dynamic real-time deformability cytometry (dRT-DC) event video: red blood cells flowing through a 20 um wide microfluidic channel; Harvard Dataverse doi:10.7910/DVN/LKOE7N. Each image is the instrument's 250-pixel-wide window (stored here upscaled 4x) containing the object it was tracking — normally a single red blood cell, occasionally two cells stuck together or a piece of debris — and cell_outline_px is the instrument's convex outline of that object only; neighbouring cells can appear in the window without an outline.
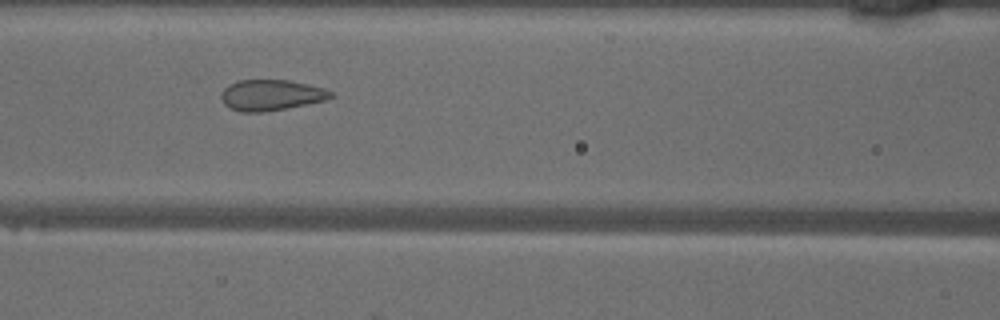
{"species": "common noctule bat (a hibernating species)", "species_latin": "Nyctalus noctula", "temperature_condition": "warm", "stored_images_in_passage": 35, "camera_frame_rate_fps": 3000, "um_per_image_px": 0.085, "animal": {"sex": "male", "body_mass_g": 18.8}, "frame": {"image": 1, "passage_image": 7, "time_ms": 2.0, "image_size_px": [1000, 320], "cell_outline_px": [[336, 96], [328, 100], [284, 108], [260, 112], [240, 112], [228, 108], [224, 104], [220, 96], [224, 88], [228, 84], [240, 80], [288, 80], [308, 84], [324, 88], [332, 92]], "centroid_in_image_um": [23.04, 8.08], "position_along_channel_um": 143.6, "area_um2": 19.77}}
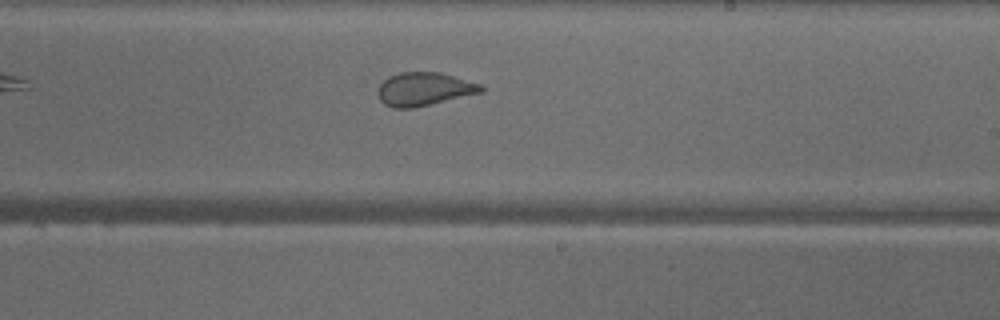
{"frame": {"image": 2, "passage_image": 15, "time_ms": 4.667, "image_size_px": [1000, 320], "cell_outline_px": [[484, 92], [412, 108], [392, 108], [384, 104], [380, 100], [380, 84], [388, 76], [400, 72], [440, 72], [480, 84], [484, 88]], "centroid_in_image_um": [36.06, 7.57], "position_along_channel_um": 252.9, "area_um2": 19.83}}
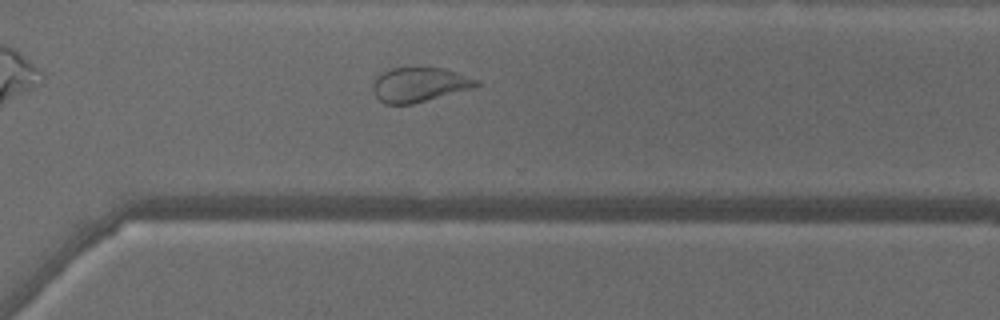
{"frame": {"image": 3, "passage_image": 21, "time_ms": 6.667, "image_size_px": [1000, 320], "cell_outline_px": [[480, 84], [472, 88], [412, 104], [384, 104], [376, 96], [372, 88], [372, 84], [376, 76], [392, 68], [444, 68], [480, 80]], "centroid_in_image_um": [35.63, 7.2], "position_along_channel_um": 335.0, "area_um2": 20.63}, "authors_computed_cell_mechanics": {"area_um2": 20.6346, "velocity_mm_per_s": 4.1049, "shape_relaxation_time_tau1_ms": 3.6445, "shape_relaxation_time_tau2_ms": 0.7232, "deformation_change_tau1": 0.0973, "deformation_change_tau2": 0.0591}}